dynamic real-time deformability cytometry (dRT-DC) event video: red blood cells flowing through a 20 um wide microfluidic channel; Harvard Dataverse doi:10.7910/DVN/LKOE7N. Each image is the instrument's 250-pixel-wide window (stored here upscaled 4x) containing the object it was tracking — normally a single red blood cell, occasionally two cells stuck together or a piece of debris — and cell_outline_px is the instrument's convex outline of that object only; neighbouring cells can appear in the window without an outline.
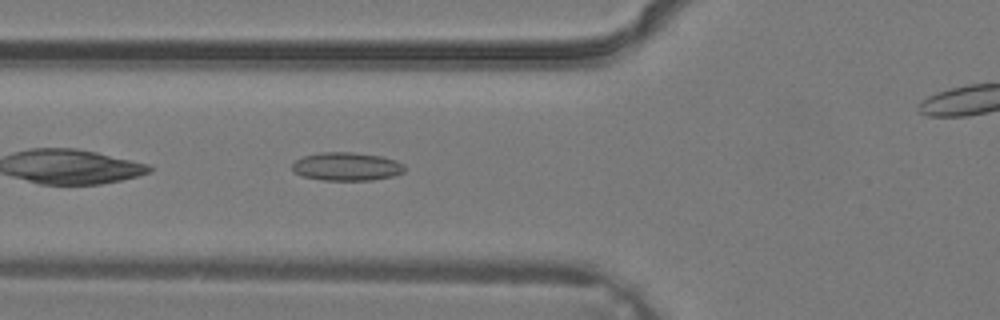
{"species": "common noctule bat (a hibernating species)", "species_latin": "Nyctalus noctula", "temperature_condition": "warm", "stored_images_in_passage": 6, "camera_frame_rate_fps": 3000, "um_per_image_px": 0.085, "animal": {"sex": "male", "body_mass_g": 19.2, "forearm_length_mm": 51.8}, "frame": {"image": 1, "passage_image": 5, "time_ms": 1.333, "image_size_px": [1000, 320], "cell_outline_px": [[404, 172], [396, 176], [372, 180], [320, 180], [300, 176], [292, 172], [292, 164], [296, 160], [304, 156], [320, 152], [352, 152], [380, 156], [396, 160], [404, 164]], "centroid_in_image_um": [29.45, 14.16], "position_along_channel_um": 96.3, "area_um2": 18.79}}